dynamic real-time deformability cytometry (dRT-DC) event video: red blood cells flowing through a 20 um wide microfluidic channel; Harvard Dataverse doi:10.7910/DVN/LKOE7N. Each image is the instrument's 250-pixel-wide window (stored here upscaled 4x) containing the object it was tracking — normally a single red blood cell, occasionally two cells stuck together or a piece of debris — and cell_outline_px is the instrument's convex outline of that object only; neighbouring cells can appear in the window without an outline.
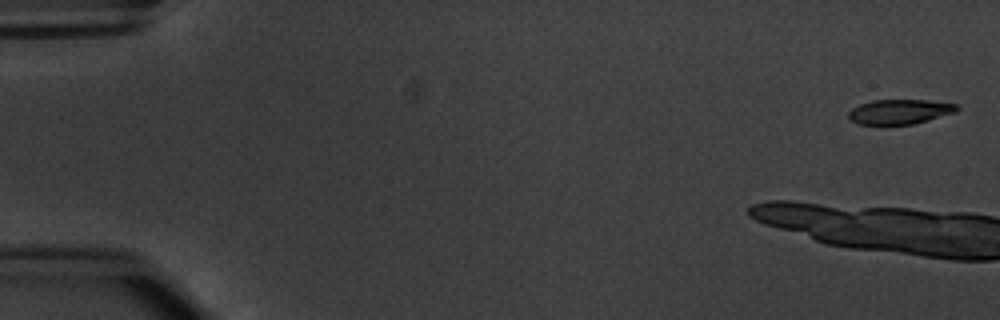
{"species": "common noctule bat (a hibernating species)", "species_latin": "Nyctalus noctula", "temperature_condition": "warm", "stored_images_in_passage": 4, "segment_of_instrument_passage": [2, 2], "camera_frame_rate_fps": 3000, "um_per_image_px": 0.085, "animal": {"sex": "male", "body_mass_g": 20.1, "forearm_length_mm": 53.5}, "frame": {"image": 1, "passage_image": 4, "time_ms": 3.667, "image_size_px": [1000, 320], "cell_outline_px": [[960, 108], [956, 112], [928, 120], [912, 124], [888, 128], [880, 128], [856, 124], [848, 116], [848, 112], [852, 108], [860, 104], [872, 100], [928, 100], [956, 104]], "centroid_in_image_um": [76.4, 9.55], "position_along_channel_um": 8.6, "area_um2": 16.47}}